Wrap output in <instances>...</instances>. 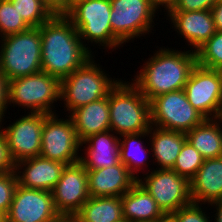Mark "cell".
I'll return each instance as SVG.
<instances>
[{"label": "cell", "instance_id": "34", "mask_svg": "<svg viewBox=\"0 0 222 222\" xmlns=\"http://www.w3.org/2000/svg\"><path fill=\"white\" fill-rule=\"evenodd\" d=\"M219 0H180L170 11L211 10Z\"/></svg>", "mask_w": 222, "mask_h": 222}, {"label": "cell", "instance_id": "12", "mask_svg": "<svg viewBox=\"0 0 222 222\" xmlns=\"http://www.w3.org/2000/svg\"><path fill=\"white\" fill-rule=\"evenodd\" d=\"M184 91L191 105L206 119L219 118L222 111V75L220 70L196 64Z\"/></svg>", "mask_w": 222, "mask_h": 222}, {"label": "cell", "instance_id": "40", "mask_svg": "<svg viewBox=\"0 0 222 222\" xmlns=\"http://www.w3.org/2000/svg\"><path fill=\"white\" fill-rule=\"evenodd\" d=\"M48 222H76L73 215H62L59 214L57 217Z\"/></svg>", "mask_w": 222, "mask_h": 222}, {"label": "cell", "instance_id": "20", "mask_svg": "<svg viewBox=\"0 0 222 222\" xmlns=\"http://www.w3.org/2000/svg\"><path fill=\"white\" fill-rule=\"evenodd\" d=\"M193 203L212 204L222 199V156L204 159L203 165L190 180Z\"/></svg>", "mask_w": 222, "mask_h": 222}, {"label": "cell", "instance_id": "15", "mask_svg": "<svg viewBox=\"0 0 222 222\" xmlns=\"http://www.w3.org/2000/svg\"><path fill=\"white\" fill-rule=\"evenodd\" d=\"M58 215L50 191L17 185L6 222H48Z\"/></svg>", "mask_w": 222, "mask_h": 222}, {"label": "cell", "instance_id": "36", "mask_svg": "<svg viewBox=\"0 0 222 222\" xmlns=\"http://www.w3.org/2000/svg\"><path fill=\"white\" fill-rule=\"evenodd\" d=\"M54 14H66L70 10V0H42Z\"/></svg>", "mask_w": 222, "mask_h": 222}, {"label": "cell", "instance_id": "45", "mask_svg": "<svg viewBox=\"0 0 222 222\" xmlns=\"http://www.w3.org/2000/svg\"><path fill=\"white\" fill-rule=\"evenodd\" d=\"M219 119H220V120H221V122H222V111H221V114H220Z\"/></svg>", "mask_w": 222, "mask_h": 222}, {"label": "cell", "instance_id": "19", "mask_svg": "<svg viewBox=\"0 0 222 222\" xmlns=\"http://www.w3.org/2000/svg\"><path fill=\"white\" fill-rule=\"evenodd\" d=\"M112 132V133H110ZM111 130L93 134L84 139L80 146L88 143L86 156H80L79 162L86 170L107 168L120 163V138Z\"/></svg>", "mask_w": 222, "mask_h": 222}, {"label": "cell", "instance_id": "37", "mask_svg": "<svg viewBox=\"0 0 222 222\" xmlns=\"http://www.w3.org/2000/svg\"><path fill=\"white\" fill-rule=\"evenodd\" d=\"M211 13L216 31H222V0H219L212 8Z\"/></svg>", "mask_w": 222, "mask_h": 222}, {"label": "cell", "instance_id": "33", "mask_svg": "<svg viewBox=\"0 0 222 222\" xmlns=\"http://www.w3.org/2000/svg\"><path fill=\"white\" fill-rule=\"evenodd\" d=\"M15 164L8 149L6 136L0 130V174L15 171Z\"/></svg>", "mask_w": 222, "mask_h": 222}, {"label": "cell", "instance_id": "3", "mask_svg": "<svg viewBox=\"0 0 222 222\" xmlns=\"http://www.w3.org/2000/svg\"><path fill=\"white\" fill-rule=\"evenodd\" d=\"M110 130L119 136L149 131L150 101L133 83L119 79L109 92Z\"/></svg>", "mask_w": 222, "mask_h": 222}, {"label": "cell", "instance_id": "11", "mask_svg": "<svg viewBox=\"0 0 222 222\" xmlns=\"http://www.w3.org/2000/svg\"><path fill=\"white\" fill-rule=\"evenodd\" d=\"M54 112L44 120L40 156L66 165L79 161L81 142L78 140L72 118L58 119Z\"/></svg>", "mask_w": 222, "mask_h": 222}, {"label": "cell", "instance_id": "29", "mask_svg": "<svg viewBox=\"0 0 222 222\" xmlns=\"http://www.w3.org/2000/svg\"><path fill=\"white\" fill-rule=\"evenodd\" d=\"M203 162L204 158L202 155L186 141L172 170L190 181L196 175L198 169L203 165Z\"/></svg>", "mask_w": 222, "mask_h": 222}, {"label": "cell", "instance_id": "18", "mask_svg": "<svg viewBox=\"0 0 222 222\" xmlns=\"http://www.w3.org/2000/svg\"><path fill=\"white\" fill-rule=\"evenodd\" d=\"M175 31L196 51L216 33L211 10L169 11L167 13Z\"/></svg>", "mask_w": 222, "mask_h": 222}, {"label": "cell", "instance_id": "23", "mask_svg": "<svg viewBox=\"0 0 222 222\" xmlns=\"http://www.w3.org/2000/svg\"><path fill=\"white\" fill-rule=\"evenodd\" d=\"M151 137L152 157H155L159 169H172L177 157L186 140V134L180 131L166 130L156 126H151L149 130Z\"/></svg>", "mask_w": 222, "mask_h": 222}, {"label": "cell", "instance_id": "44", "mask_svg": "<svg viewBox=\"0 0 222 222\" xmlns=\"http://www.w3.org/2000/svg\"><path fill=\"white\" fill-rule=\"evenodd\" d=\"M117 222H129L127 219L123 218L121 219L120 221H117Z\"/></svg>", "mask_w": 222, "mask_h": 222}, {"label": "cell", "instance_id": "14", "mask_svg": "<svg viewBox=\"0 0 222 222\" xmlns=\"http://www.w3.org/2000/svg\"><path fill=\"white\" fill-rule=\"evenodd\" d=\"M51 193L57 212L74 216L90 197L85 167L79 161L66 165Z\"/></svg>", "mask_w": 222, "mask_h": 222}, {"label": "cell", "instance_id": "8", "mask_svg": "<svg viewBox=\"0 0 222 222\" xmlns=\"http://www.w3.org/2000/svg\"><path fill=\"white\" fill-rule=\"evenodd\" d=\"M151 125L186 133L206 118L188 101L184 89L165 93L150 101Z\"/></svg>", "mask_w": 222, "mask_h": 222}, {"label": "cell", "instance_id": "5", "mask_svg": "<svg viewBox=\"0 0 222 222\" xmlns=\"http://www.w3.org/2000/svg\"><path fill=\"white\" fill-rule=\"evenodd\" d=\"M93 59L90 58L82 67L61 80L60 99L64 101L69 114L108 96L119 82L117 79L109 78Z\"/></svg>", "mask_w": 222, "mask_h": 222}, {"label": "cell", "instance_id": "7", "mask_svg": "<svg viewBox=\"0 0 222 222\" xmlns=\"http://www.w3.org/2000/svg\"><path fill=\"white\" fill-rule=\"evenodd\" d=\"M61 81L46 72L9 80V104L27 108L30 113L53 114L52 107L60 100Z\"/></svg>", "mask_w": 222, "mask_h": 222}, {"label": "cell", "instance_id": "2", "mask_svg": "<svg viewBox=\"0 0 222 222\" xmlns=\"http://www.w3.org/2000/svg\"><path fill=\"white\" fill-rule=\"evenodd\" d=\"M196 64L193 50L182 52L160 48L134 76L133 84L151 101L159 95L184 89Z\"/></svg>", "mask_w": 222, "mask_h": 222}, {"label": "cell", "instance_id": "9", "mask_svg": "<svg viewBox=\"0 0 222 222\" xmlns=\"http://www.w3.org/2000/svg\"><path fill=\"white\" fill-rule=\"evenodd\" d=\"M148 173L144 174V180L137 179V182L149 192L166 216L192 203L187 178L172 169L159 167Z\"/></svg>", "mask_w": 222, "mask_h": 222}, {"label": "cell", "instance_id": "13", "mask_svg": "<svg viewBox=\"0 0 222 222\" xmlns=\"http://www.w3.org/2000/svg\"><path fill=\"white\" fill-rule=\"evenodd\" d=\"M28 113L7 128L0 127L6 136L8 149L15 163L40 156L42 128L49 114Z\"/></svg>", "mask_w": 222, "mask_h": 222}, {"label": "cell", "instance_id": "41", "mask_svg": "<svg viewBox=\"0 0 222 222\" xmlns=\"http://www.w3.org/2000/svg\"><path fill=\"white\" fill-rule=\"evenodd\" d=\"M158 222H175L169 215L165 216L163 219Z\"/></svg>", "mask_w": 222, "mask_h": 222}, {"label": "cell", "instance_id": "4", "mask_svg": "<svg viewBox=\"0 0 222 222\" xmlns=\"http://www.w3.org/2000/svg\"><path fill=\"white\" fill-rule=\"evenodd\" d=\"M0 43V70L8 81L42 71L38 27L3 37Z\"/></svg>", "mask_w": 222, "mask_h": 222}, {"label": "cell", "instance_id": "25", "mask_svg": "<svg viewBox=\"0 0 222 222\" xmlns=\"http://www.w3.org/2000/svg\"><path fill=\"white\" fill-rule=\"evenodd\" d=\"M76 222H117L123 219L121 197H89L74 215Z\"/></svg>", "mask_w": 222, "mask_h": 222}, {"label": "cell", "instance_id": "10", "mask_svg": "<svg viewBox=\"0 0 222 222\" xmlns=\"http://www.w3.org/2000/svg\"><path fill=\"white\" fill-rule=\"evenodd\" d=\"M112 33L124 44L149 34L157 10L151 0H110ZM145 33V34H144Z\"/></svg>", "mask_w": 222, "mask_h": 222}, {"label": "cell", "instance_id": "21", "mask_svg": "<svg viewBox=\"0 0 222 222\" xmlns=\"http://www.w3.org/2000/svg\"><path fill=\"white\" fill-rule=\"evenodd\" d=\"M69 116L80 142L90 135L110 130L109 94L74 110Z\"/></svg>", "mask_w": 222, "mask_h": 222}, {"label": "cell", "instance_id": "32", "mask_svg": "<svg viewBox=\"0 0 222 222\" xmlns=\"http://www.w3.org/2000/svg\"><path fill=\"white\" fill-rule=\"evenodd\" d=\"M201 204L191 203L187 206L179 208L169 216L175 222H211L206 212H203Z\"/></svg>", "mask_w": 222, "mask_h": 222}, {"label": "cell", "instance_id": "17", "mask_svg": "<svg viewBox=\"0 0 222 222\" xmlns=\"http://www.w3.org/2000/svg\"><path fill=\"white\" fill-rule=\"evenodd\" d=\"M90 197H122L137 179L122 163L96 170H87Z\"/></svg>", "mask_w": 222, "mask_h": 222}, {"label": "cell", "instance_id": "31", "mask_svg": "<svg viewBox=\"0 0 222 222\" xmlns=\"http://www.w3.org/2000/svg\"><path fill=\"white\" fill-rule=\"evenodd\" d=\"M17 185L18 181L15 171L0 174V211L5 215L9 211Z\"/></svg>", "mask_w": 222, "mask_h": 222}, {"label": "cell", "instance_id": "39", "mask_svg": "<svg viewBox=\"0 0 222 222\" xmlns=\"http://www.w3.org/2000/svg\"><path fill=\"white\" fill-rule=\"evenodd\" d=\"M210 205L211 206L213 205V207L216 206L215 208H216L217 211H216V214H215L214 221L215 222H222V199L219 200V201H216V202H214Z\"/></svg>", "mask_w": 222, "mask_h": 222}, {"label": "cell", "instance_id": "38", "mask_svg": "<svg viewBox=\"0 0 222 222\" xmlns=\"http://www.w3.org/2000/svg\"><path fill=\"white\" fill-rule=\"evenodd\" d=\"M180 0H151L153 7L158 10L160 6H164L167 13L173 9Z\"/></svg>", "mask_w": 222, "mask_h": 222}, {"label": "cell", "instance_id": "24", "mask_svg": "<svg viewBox=\"0 0 222 222\" xmlns=\"http://www.w3.org/2000/svg\"><path fill=\"white\" fill-rule=\"evenodd\" d=\"M221 120L205 119L190 131L186 132V140L202 155L204 159L222 156Z\"/></svg>", "mask_w": 222, "mask_h": 222}, {"label": "cell", "instance_id": "16", "mask_svg": "<svg viewBox=\"0 0 222 222\" xmlns=\"http://www.w3.org/2000/svg\"><path fill=\"white\" fill-rule=\"evenodd\" d=\"M65 166L66 164L63 162L41 156L21 160L15 164L18 185L28 189L51 192L59 181Z\"/></svg>", "mask_w": 222, "mask_h": 222}, {"label": "cell", "instance_id": "22", "mask_svg": "<svg viewBox=\"0 0 222 222\" xmlns=\"http://www.w3.org/2000/svg\"><path fill=\"white\" fill-rule=\"evenodd\" d=\"M121 201L122 216L129 222H158L166 216L138 182L121 197Z\"/></svg>", "mask_w": 222, "mask_h": 222}, {"label": "cell", "instance_id": "26", "mask_svg": "<svg viewBox=\"0 0 222 222\" xmlns=\"http://www.w3.org/2000/svg\"><path fill=\"white\" fill-rule=\"evenodd\" d=\"M148 135H150L149 131H145L140 133L124 134L119 137L120 139L122 137L124 138L120 140V146H119L120 161L128 168V171L136 179H139V177L136 174L140 172V170L143 168L142 166L146 165L145 162L147 161V158L144 155L147 154L146 153L147 150L142 145L143 143L141 139H143L144 136L148 137Z\"/></svg>", "mask_w": 222, "mask_h": 222}, {"label": "cell", "instance_id": "30", "mask_svg": "<svg viewBox=\"0 0 222 222\" xmlns=\"http://www.w3.org/2000/svg\"><path fill=\"white\" fill-rule=\"evenodd\" d=\"M29 28L10 0H0V37L17 34Z\"/></svg>", "mask_w": 222, "mask_h": 222}, {"label": "cell", "instance_id": "6", "mask_svg": "<svg viewBox=\"0 0 222 222\" xmlns=\"http://www.w3.org/2000/svg\"><path fill=\"white\" fill-rule=\"evenodd\" d=\"M110 14V0H88L75 4L65 15L77 29L85 47L84 42L91 41L107 49H116L123 43L112 33Z\"/></svg>", "mask_w": 222, "mask_h": 222}, {"label": "cell", "instance_id": "27", "mask_svg": "<svg viewBox=\"0 0 222 222\" xmlns=\"http://www.w3.org/2000/svg\"><path fill=\"white\" fill-rule=\"evenodd\" d=\"M29 27H40L54 13L42 0H10Z\"/></svg>", "mask_w": 222, "mask_h": 222}, {"label": "cell", "instance_id": "35", "mask_svg": "<svg viewBox=\"0 0 222 222\" xmlns=\"http://www.w3.org/2000/svg\"><path fill=\"white\" fill-rule=\"evenodd\" d=\"M9 81L4 73L0 70V127L3 122V116L7 111L9 105L8 97Z\"/></svg>", "mask_w": 222, "mask_h": 222}, {"label": "cell", "instance_id": "42", "mask_svg": "<svg viewBox=\"0 0 222 222\" xmlns=\"http://www.w3.org/2000/svg\"><path fill=\"white\" fill-rule=\"evenodd\" d=\"M84 1H88V0H70V9L77 3L79 2H84Z\"/></svg>", "mask_w": 222, "mask_h": 222}, {"label": "cell", "instance_id": "43", "mask_svg": "<svg viewBox=\"0 0 222 222\" xmlns=\"http://www.w3.org/2000/svg\"><path fill=\"white\" fill-rule=\"evenodd\" d=\"M0 222H6V215L0 211Z\"/></svg>", "mask_w": 222, "mask_h": 222}, {"label": "cell", "instance_id": "28", "mask_svg": "<svg viewBox=\"0 0 222 222\" xmlns=\"http://www.w3.org/2000/svg\"><path fill=\"white\" fill-rule=\"evenodd\" d=\"M195 53L197 65L219 70L222 67V31H216Z\"/></svg>", "mask_w": 222, "mask_h": 222}, {"label": "cell", "instance_id": "1", "mask_svg": "<svg viewBox=\"0 0 222 222\" xmlns=\"http://www.w3.org/2000/svg\"><path fill=\"white\" fill-rule=\"evenodd\" d=\"M38 28L42 71L50 76L61 81L94 57L65 14H54Z\"/></svg>", "mask_w": 222, "mask_h": 222}]
</instances>
